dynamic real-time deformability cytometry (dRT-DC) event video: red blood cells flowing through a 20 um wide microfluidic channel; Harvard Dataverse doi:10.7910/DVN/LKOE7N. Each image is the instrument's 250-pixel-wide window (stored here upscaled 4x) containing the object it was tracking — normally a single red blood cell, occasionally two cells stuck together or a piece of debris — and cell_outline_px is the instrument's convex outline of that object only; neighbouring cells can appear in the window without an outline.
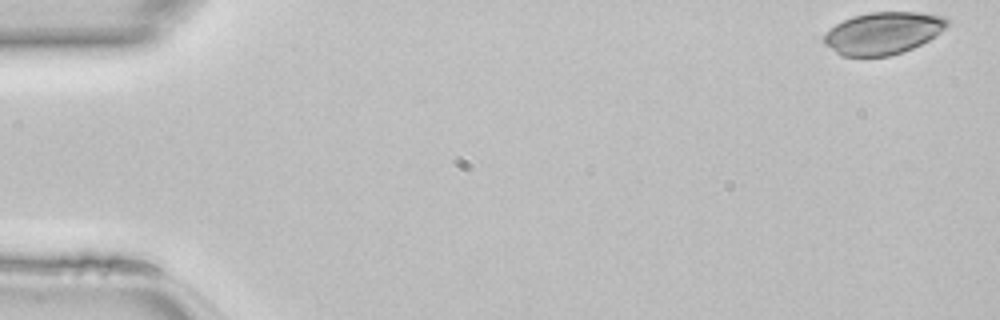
{"species": "common noctule bat (a hibernating species)", "species_latin": "Nyctalus noctula", "temperature_condition": "room temperature", "stored_images_in_passage": 47, "camera_frame_rate_fps": 3000, "um_per_image_px": 0.085, "animal": {"sex": "female", "body_mass_g": 22.7, "forearm_length_mm": 54.2}, "frame": {"image": 1, "passage_image": 1, "time_ms": 0.0, "image_size_px": [1000, 320], "cell_outline_px": [[948, 24], [936, 36], [912, 48], [888, 56], [840, 56], [824, 44], [824, 32], [836, 24], [852, 16], [872, 12], [916, 12], [944, 16], [948, 20]], "centroid_in_image_um": [75.03, 2.81], "position_along_channel_um": 10.0, "area_um2": 30.17}}
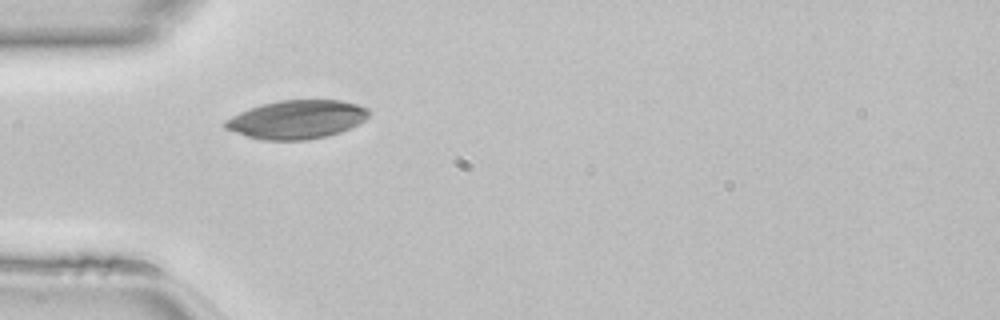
{"frame": {"image": 2, "passage_image": 14, "time_ms": 4.333, "image_size_px": [1000, 320], "cell_outline_px": [[372, 112], [364, 120], [340, 132], [328, 136], [304, 140], [264, 140], [248, 136], [224, 128], [224, 120], [240, 112], [260, 104], [280, 100], [340, 100], [356, 104], [368, 108]], "centroid_in_image_um": [25.23, 10.15], "position_along_channel_um": 59.8, "area_um2": 32.14}}
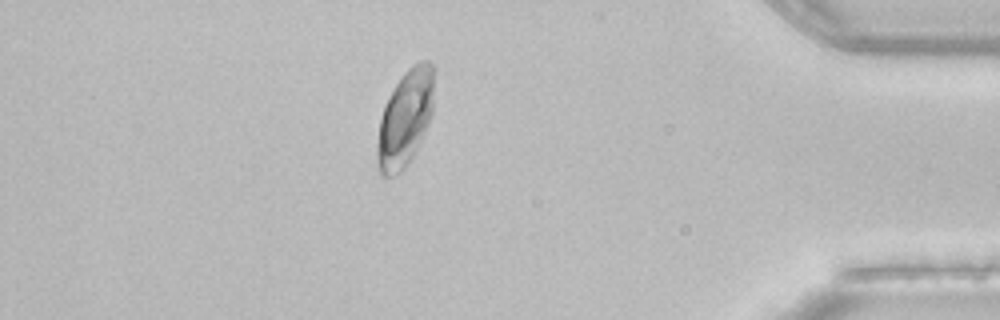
{"frame": {"image": 3, "passage_image": 41, "time_ms": 13.333, "image_size_px": [1000, 320], "cell_outline_px": [[432, 112], [428, 124], [412, 156], [404, 168], [392, 176], [384, 176], [380, 172], [376, 164], [376, 144], [380, 120], [384, 104], [388, 96], [404, 72], [412, 64], [420, 60], [428, 60], [432, 64]], "centroid_in_image_um": [34.39, 10.06], "position_along_channel_um": 400.8, "area_um2": 31.5}}